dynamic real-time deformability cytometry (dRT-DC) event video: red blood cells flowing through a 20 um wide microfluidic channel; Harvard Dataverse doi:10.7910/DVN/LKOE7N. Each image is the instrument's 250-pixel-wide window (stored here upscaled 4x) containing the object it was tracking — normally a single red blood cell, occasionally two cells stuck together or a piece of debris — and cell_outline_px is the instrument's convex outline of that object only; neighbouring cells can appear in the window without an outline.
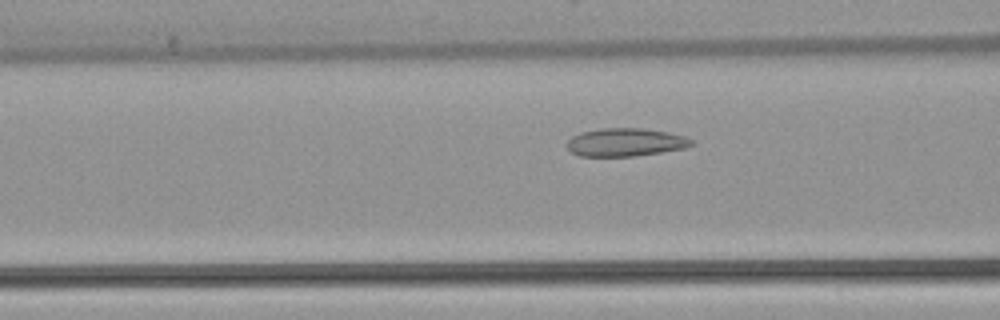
{"species": "common noctule bat (a hibernating species)", "species_latin": "Nyctalus noctula", "temperature_condition": "warm", "stored_images_in_passage": 37, "camera_frame_rate_fps": 3000, "um_per_image_px": 0.085, "animal": {"sex": "female", "body_mass_g": 22.7, "forearm_length_mm": 54.2}, "frame": {"image": 1, "passage_image": 14, "time_ms": 4.333, "image_size_px": [1000, 320], "cell_outline_px": [[696, 144], [684, 148], [636, 156], [580, 156], [572, 152], [564, 144], [572, 136], [580, 132], [600, 128], [644, 128], [668, 132], [684, 136], [692, 140]], "centroid_in_image_um": [53.15, 12.08], "position_along_channel_um": 113.5, "area_um2": 20.52}}
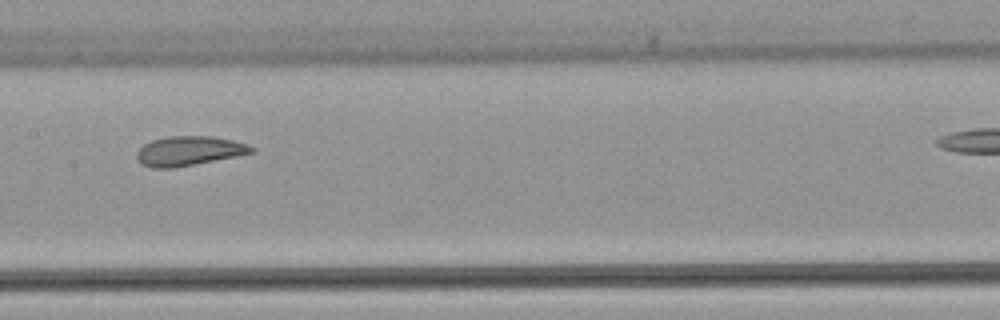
{"frame": {"image": 2, "passage_image": 20, "time_ms": 6.333, "image_size_px": [1000, 320], "cell_outline_px": [[256, 152], [236, 156], [172, 168], [152, 168], [140, 164], [136, 156], [136, 152], [144, 144], [152, 140], [168, 136], [212, 136], [232, 140], [248, 144], [256, 148]], "centroid_in_image_um": [16.06, 12.82], "position_along_channel_um": 191.3, "area_um2": 19.71}}
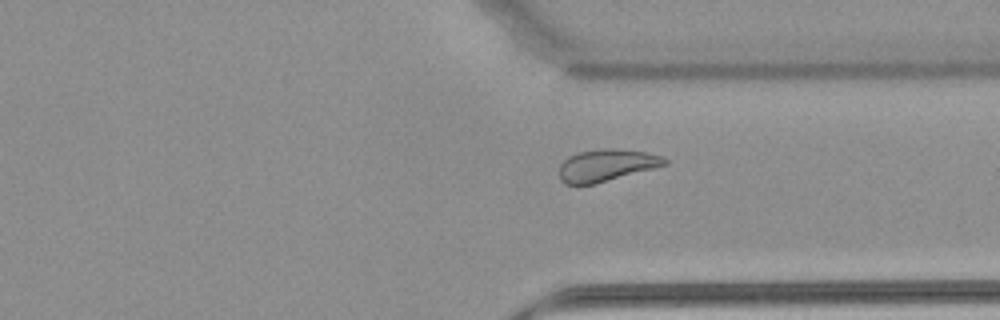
{"frame": {"image": 3, "passage_image": 33, "time_ms": 10.667, "image_size_px": [1000, 320], "cell_outline_px": [[668, 164], [596, 184], [564, 184], [560, 180], [560, 164], [568, 156], [580, 152], [604, 148], [616, 148], [644, 152], [664, 156], [668, 160]], "centroid_in_image_um": [51.56, 14.05], "position_along_channel_um": 359.8, "area_um2": 19.71}}